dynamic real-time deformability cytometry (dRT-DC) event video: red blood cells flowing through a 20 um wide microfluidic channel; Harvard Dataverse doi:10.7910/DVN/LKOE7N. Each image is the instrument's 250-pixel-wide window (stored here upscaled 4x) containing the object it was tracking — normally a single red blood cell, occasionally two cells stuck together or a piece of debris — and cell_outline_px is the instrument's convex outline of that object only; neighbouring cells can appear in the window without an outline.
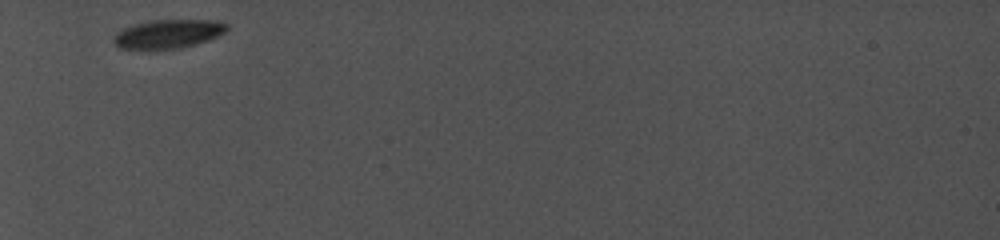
{"species": "common noctule bat (a hibernating species)", "species_latin": "Nyctalus noctula", "temperature_condition": "cold", "stored_images_in_passage": 14, "camera_frame_rate_fps": 5000, "um_per_image_px": 0.085, "animal": {"sex": "female", "body_mass_g": 19.0, "forearm_length_mm": 56.7}, "frame": {"image": 1, "passage_image": 1, "time_ms": 0.0, "image_size_px": [1000, 240], "cell_outline_px": [[228, 28], [224, 32], [216, 36], [192, 44], [172, 48], [120, 48], [112, 40], [116, 32], [132, 24], [148, 20], [212, 20], [228, 24]], "centroid_in_image_um": [14.24, 2.84], "position_along_channel_um": 70.8, "area_um2": 18.38}}